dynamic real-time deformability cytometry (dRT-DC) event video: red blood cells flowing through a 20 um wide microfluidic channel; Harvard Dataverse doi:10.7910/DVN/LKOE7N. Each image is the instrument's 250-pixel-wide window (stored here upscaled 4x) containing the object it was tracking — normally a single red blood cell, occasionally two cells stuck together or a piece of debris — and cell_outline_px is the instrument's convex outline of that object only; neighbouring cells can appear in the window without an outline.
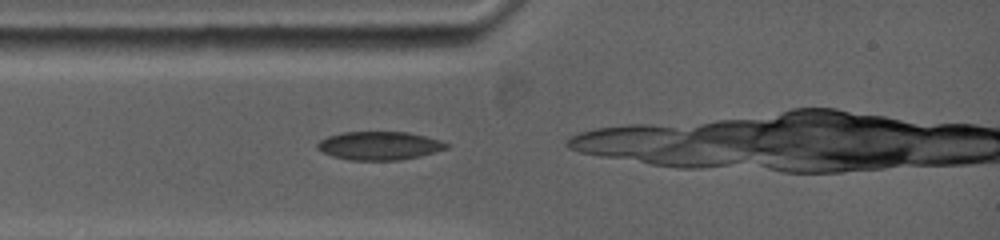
{"species": "common noctule bat (a hibernating species)", "species_latin": "Nyctalus noctula", "temperature_condition": "warm", "stored_images_in_passage": 12, "camera_frame_rate_fps": 5000, "um_per_image_px": 0.085, "animal": {"sex": "female", "body_mass_g": 19.0, "forearm_length_mm": 53.3}, "frame": {"image": 1, "passage_image": 3, "time_ms": 0.4, "image_size_px": [1000, 240], "cell_outline_px": [[448, 148], [420, 156], [400, 160], [348, 160], [332, 156], [316, 148], [316, 144], [320, 140], [328, 136], [344, 132], [408, 132], [440, 140], [448, 144]], "centroid_in_image_um": [32.22, 12.39], "position_along_channel_um": 52.8, "area_um2": 21.27}}
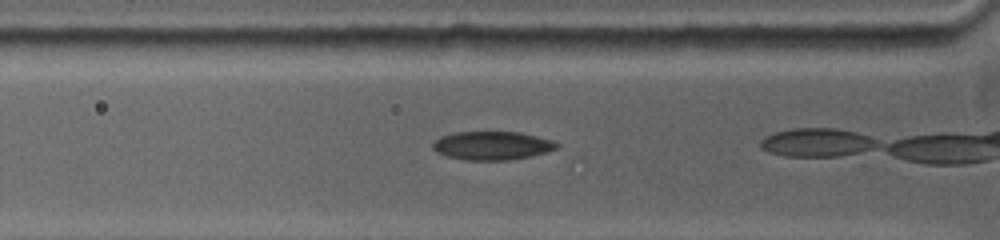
{"frame": {"image": 2, "passage_image": 6, "time_ms": 1.2, "image_size_px": [1000, 240], "cell_outline_px": [[560, 144], [556, 148], [532, 156], [508, 160], [464, 160], [448, 156], [436, 152], [432, 148], [432, 144], [440, 136], [456, 132], [520, 132], [552, 140]], "centroid_in_image_um": [41.81, 12.37], "position_along_channel_um": 84.0, "area_um2": 20.52}}